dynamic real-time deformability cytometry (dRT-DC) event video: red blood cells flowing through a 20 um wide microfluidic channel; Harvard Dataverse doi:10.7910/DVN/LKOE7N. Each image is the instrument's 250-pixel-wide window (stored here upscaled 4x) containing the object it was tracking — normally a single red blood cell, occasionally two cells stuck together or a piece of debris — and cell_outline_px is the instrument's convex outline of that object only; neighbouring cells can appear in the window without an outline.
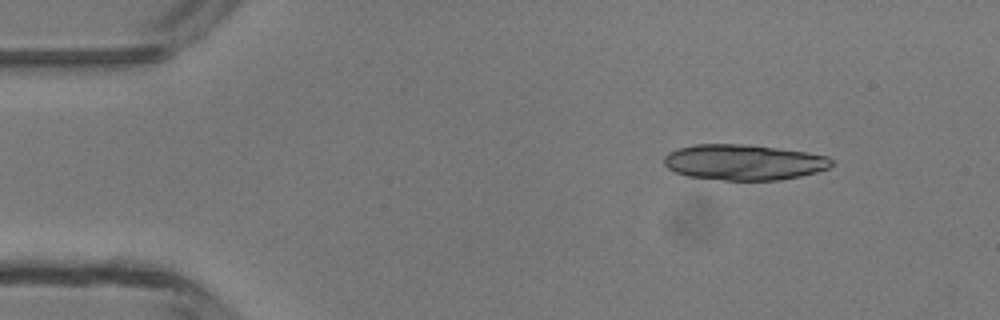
{"species": "common noctule bat (a hibernating species)", "species_latin": "Nyctalus noctula", "temperature_condition": "room temperature", "stored_images_in_passage": 4, "camera_frame_rate_fps": 3000, "um_per_image_px": 0.085, "animal": {"sex": "male", "body_mass_g": 13.3}, "frame": {"image": 1, "passage_image": 1, "time_ms": 0.0, "image_size_px": [1000, 320], "cell_outline_px": [[832, 164], [828, 168], [816, 172], [800, 176], [780, 180], [724, 180], [688, 176], [676, 172], [668, 168], [664, 164], [664, 156], [668, 152], [676, 148], [696, 144], [744, 144], [808, 152], [828, 156], [832, 160]], "centroid_in_image_um": [63.2, 13.78], "position_along_channel_um": 21.8, "area_um2": 34.8}}
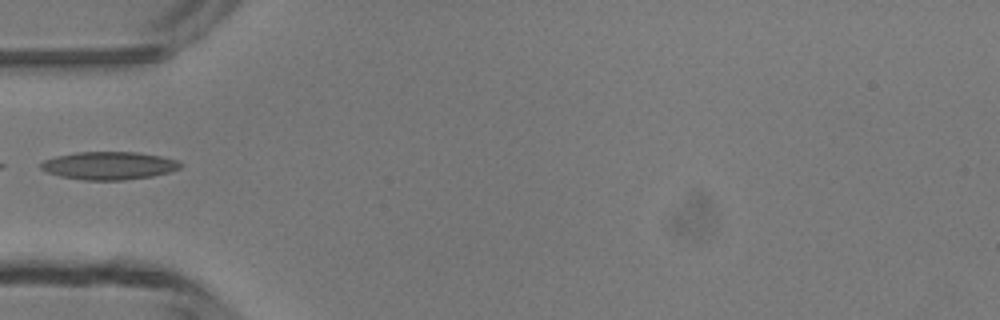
{"frame": {"image": 2, "passage_image": 4, "time_ms": 3.333, "image_size_px": [1000, 320], "cell_outline_px": [[184, 164], [180, 168], [168, 172], [152, 176], [124, 180], [84, 180], [60, 176], [48, 172], [40, 168], [40, 164], [44, 160], [56, 156], [76, 152], [136, 152], [160, 156], [180, 160]], "centroid_in_image_um": [9.29, 14.07], "position_along_channel_um": 75.7, "area_um2": 22.72}}